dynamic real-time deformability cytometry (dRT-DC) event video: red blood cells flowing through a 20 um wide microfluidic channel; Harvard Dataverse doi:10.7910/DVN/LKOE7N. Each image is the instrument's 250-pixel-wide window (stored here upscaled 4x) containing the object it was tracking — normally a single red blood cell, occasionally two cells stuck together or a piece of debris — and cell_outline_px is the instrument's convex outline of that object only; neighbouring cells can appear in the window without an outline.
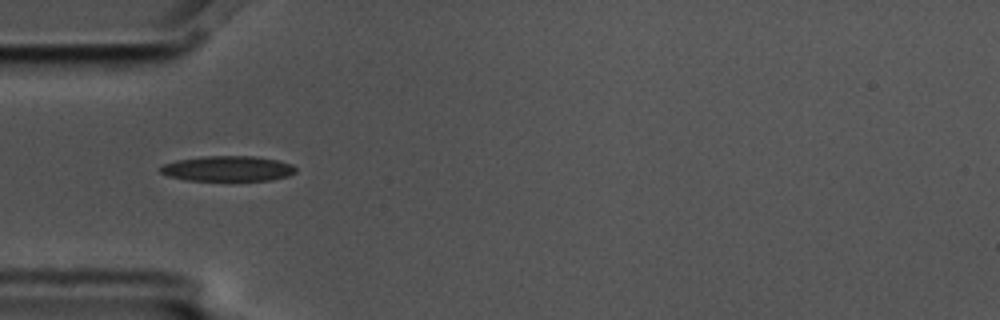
{"species": "common noctule bat (a hibernating species)", "species_latin": "Nyctalus noctula", "temperature_condition": "cold", "stored_images_in_passage": 7, "camera_frame_rate_fps": 3000, "um_per_image_px": 0.085, "animal": {"sex": "male", "body_mass_g": 17.5, "forearm_length_mm": 52.3}, "frame": {"image": 1, "passage_image": 1, "time_ms": 0.0, "image_size_px": [1000, 320], "cell_outline_px": [[296, 172], [288, 176], [272, 180], [184, 180], [168, 176], [160, 172], [160, 168], [164, 164], [176, 160], [204, 156], [252, 156], [276, 160], [292, 164], [296, 168]], "centroid_in_image_um": [19.36, 14.33], "position_along_channel_um": 65.6, "area_um2": 19.88}}
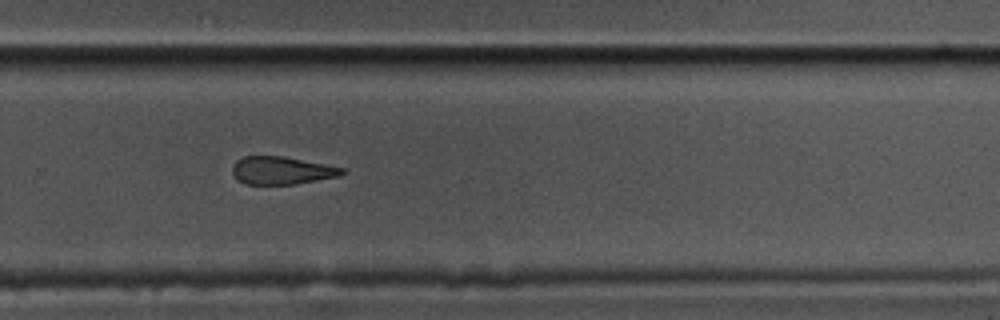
{"frame": {"image": 2, "passage_image": 7, "time_ms": 2.0, "image_size_px": [1000, 320], "cell_outline_px": [[348, 172], [340, 176], [296, 184], [244, 184], [232, 172], [232, 164], [236, 160], [244, 156], [284, 156], [344, 168]], "centroid_in_image_um": [23.96, 14.49], "position_along_channel_um": 305.8, "area_um2": 17.8}}